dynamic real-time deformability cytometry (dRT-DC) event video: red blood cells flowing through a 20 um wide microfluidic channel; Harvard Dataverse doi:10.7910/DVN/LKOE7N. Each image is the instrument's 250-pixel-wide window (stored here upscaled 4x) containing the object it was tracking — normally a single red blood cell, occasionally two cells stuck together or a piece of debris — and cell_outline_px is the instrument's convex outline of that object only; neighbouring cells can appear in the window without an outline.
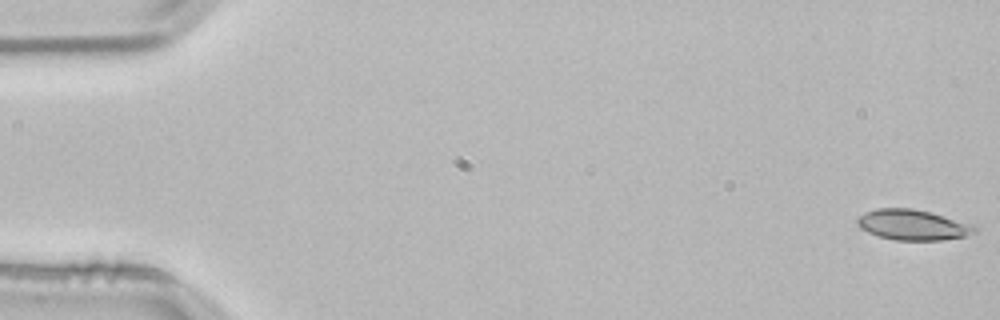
{"species": "common noctule bat (a hibernating species)", "species_latin": "Nyctalus noctula", "temperature_condition": "room temperature", "stored_images_in_passage": 53, "camera_frame_rate_fps": 3000, "um_per_image_px": 0.085, "animal": {"sex": "male", "body_mass_g": 21.5, "forearm_length_mm": 52.0}, "frame": {"image": 1, "passage_image": 1, "time_ms": 0.0, "image_size_px": [1000, 320], "cell_outline_px": [[976, 232], [964, 236], [940, 240], [896, 240], [880, 236], [868, 232], [860, 228], [856, 224], [856, 220], [864, 212], [876, 208], [912, 208], [932, 212], [976, 224]], "centroid_in_image_um": [77.61, 19.09], "position_along_channel_um": 7.4, "area_um2": 21.04}}
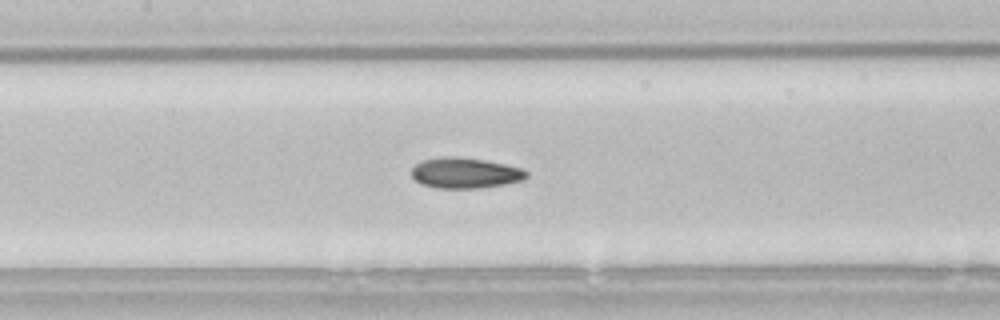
{"frame": {"image": 2, "passage_image": 25, "time_ms": 8.0, "image_size_px": [1000, 320], "cell_outline_px": [[528, 176], [524, 180], [504, 184], [480, 188], [436, 188], [420, 184], [412, 176], [412, 168], [416, 164], [424, 160], [440, 156], [456, 156], [484, 160], [504, 164], [520, 168], [528, 172]], "centroid_in_image_um": [39.53, 14.7], "position_along_channel_um": 167.9, "area_um2": 20.52}}
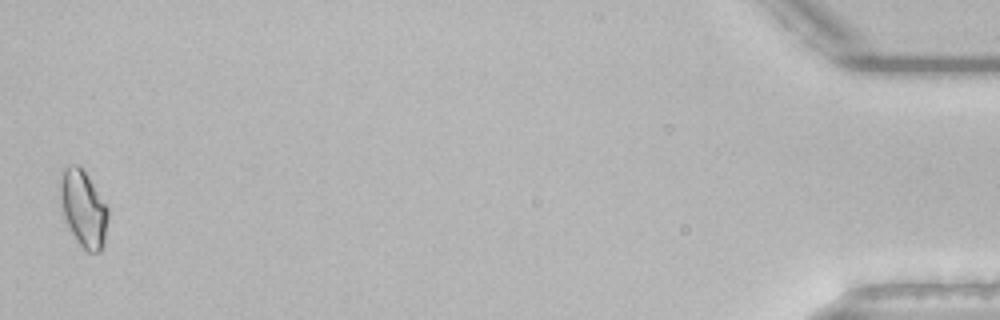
{"frame": {"image": 3, "passage_image": 53, "time_ms": 17.333, "image_size_px": [1000, 320], "cell_outline_px": [[108, 220], [104, 244], [100, 252], [88, 252], [76, 240], [64, 216], [60, 196], [60, 180], [64, 168], [72, 164], [76, 164], [84, 172], [108, 208]], "centroid_in_image_um": [7.1, 17.76], "position_along_channel_um": 428.1, "area_um2": 20.75}, "authors_computed_cell_mechanics": {"area_um2": 20.0566, "velocity_mm_per_s": 3.8066, "shape_relaxation_time_tau1_ms": null, "shape_relaxation_time_tau2_ms": 6.9495, "deformation_change_tau1": null, "deformation_change_tau2": 0.1212}}